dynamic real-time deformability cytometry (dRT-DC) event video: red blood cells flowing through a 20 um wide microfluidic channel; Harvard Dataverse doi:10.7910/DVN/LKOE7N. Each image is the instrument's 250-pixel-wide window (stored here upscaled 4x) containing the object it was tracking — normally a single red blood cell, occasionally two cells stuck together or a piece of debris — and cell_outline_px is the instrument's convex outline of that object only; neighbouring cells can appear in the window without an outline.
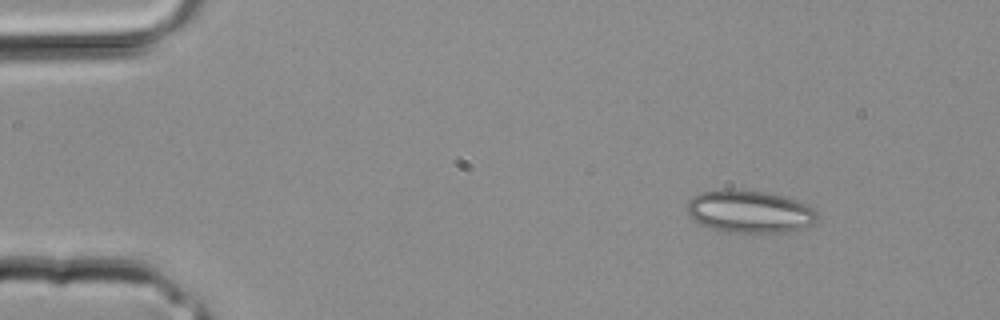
{"species": "common noctule bat (a hibernating species)", "species_latin": "Nyctalus noctula", "temperature_condition": "room temperature", "stored_images_in_passage": 9, "camera_frame_rate_fps": 3000, "um_per_image_px": 0.085, "animal": {"sex": "male", "body_mass_g": 20.4}, "frame": {"image": 1, "passage_image": 1, "time_ms": 0.0, "image_size_px": [1000, 320], "cell_outline_px": [[816, 220], [812, 224], [804, 228], [788, 232], [724, 232], [708, 228], [700, 224], [688, 212], [688, 200], [692, 196], [700, 192], [724, 188], [728, 188], [764, 192], [796, 200], [812, 208], [816, 212]], "centroid_in_image_um": [63.68, 17.98], "position_along_channel_um": 21.3, "area_um2": 32.19}}
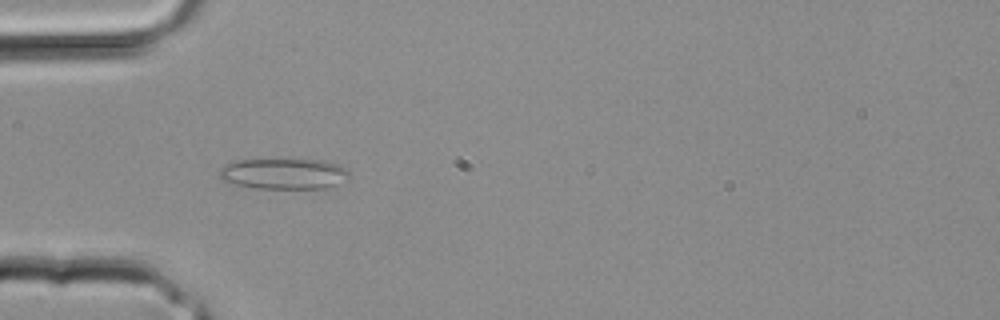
{"frame": {"image": 2, "passage_image": 7, "time_ms": 2.0, "image_size_px": [1000, 320], "cell_outline_px": [[352, 176], [336, 184], [324, 188], [260, 188], [236, 184], [220, 180], [220, 168], [224, 164], [240, 160], [324, 160], [340, 164]], "centroid_in_image_um": [24.13, 14.76], "position_along_channel_um": 60.9, "area_um2": 23.06}}
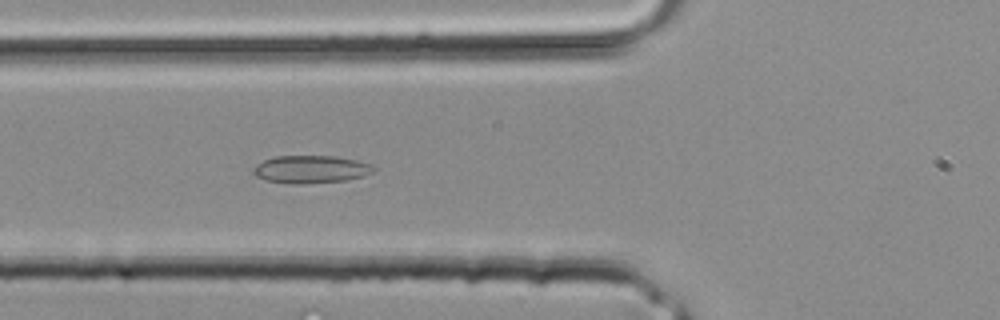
{"frame": {"image": 3, "passage_image": 9, "time_ms": 2.667, "image_size_px": [1000, 320], "cell_outline_px": [[376, 168], [372, 172], [364, 176], [348, 180], [304, 184], [292, 184], [264, 180], [256, 176], [252, 172], [252, 168], [256, 164], [264, 160], [276, 156], [336, 156], [356, 160], [372, 164]], "centroid_in_image_um": [26.41, 14.4], "position_along_channel_um": 99.4, "area_um2": 19.65}}